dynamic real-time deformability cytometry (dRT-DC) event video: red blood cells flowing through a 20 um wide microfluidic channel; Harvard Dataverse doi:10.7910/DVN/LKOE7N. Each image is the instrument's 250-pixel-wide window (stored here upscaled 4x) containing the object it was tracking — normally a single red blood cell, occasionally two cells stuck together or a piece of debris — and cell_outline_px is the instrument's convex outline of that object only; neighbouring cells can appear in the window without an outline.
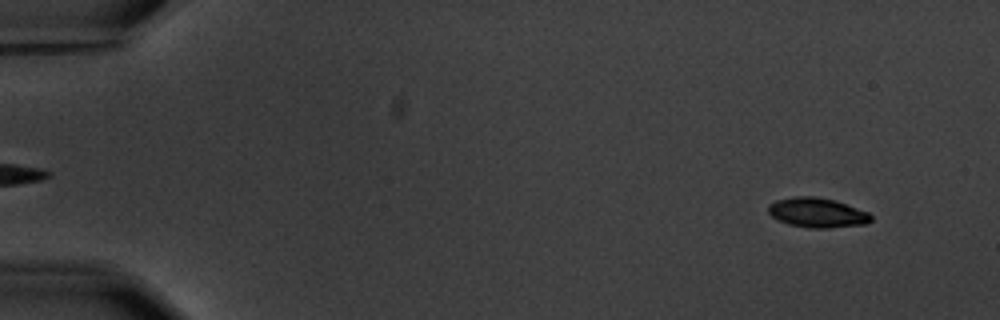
{"species": "common noctule bat (a hibernating species)", "species_latin": "Nyctalus noctula", "temperature_condition": "warm", "stored_images_in_passage": 5, "camera_frame_rate_fps": 3000, "um_per_image_px": 0.085, "animal": {"sex": "male", "body_mass_g": 20.1, "forearm_length_mm": 53.5}, "frame": {"image": 1, "passage_image": 1, "time_ms": 0.0, "image_size_px": [1000, 320], "cell_outline_px": [[872, 220], [868, 224], [828, 228], [808, 228], [788, 224], [776, 220], [768, 212], [768, 204], [776, 200], [796, 196], [816, 196], [836, 200], [868, 212], [872, 216]], "centroid_in_image_um": [69.46, 18.08], "position_along_channel_um": 15.5, "area_um2": 18.03}}
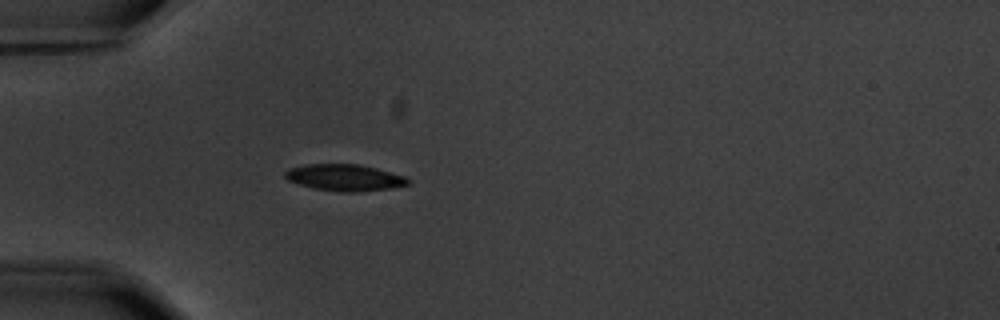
{"frame": {"image": 2, "passage_image": 5, "time_ms": 4.333, "image_size_px": [1000, 320], "cell_outline_px": [[408, 184], [388, 188], [356, 192], [340, 192], [312, 188], [288, 180], [284, 176], [284, 172], [288, 168], [304, 164], [360, 164], [376, 168], [404, 176], [408, 180]], "centroid_in_image_um": [29.22, 15.08], "position_along_channel_um": 55.8, "area_um2": 18.9}}